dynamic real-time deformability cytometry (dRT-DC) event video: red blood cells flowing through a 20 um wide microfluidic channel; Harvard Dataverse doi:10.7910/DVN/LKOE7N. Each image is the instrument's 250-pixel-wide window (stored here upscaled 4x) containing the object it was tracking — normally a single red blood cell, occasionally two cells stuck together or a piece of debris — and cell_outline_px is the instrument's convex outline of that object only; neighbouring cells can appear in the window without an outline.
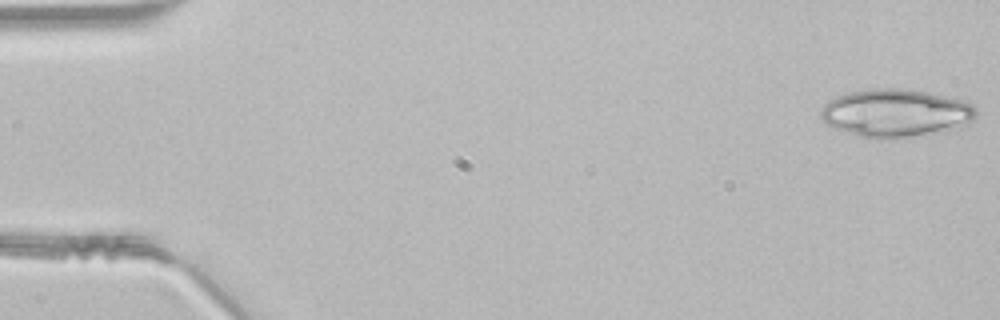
{"species": "common noctule bat (a hibernating species)", "species_latin": "Nyctalus noctula", "temperature_condition": "room temperature", "stored_images_in_passage": 47, "camera_frame_rate_fps": 3000, "um_per_image_px": 0.085, "animal": {"sex": "male", "body_mass_g": 21.5, "forearm_length_mm": 52.0}, "frame": {"image": 1, "passage_image": 1, "time_ms": 0.0, "image_size_px": [1000, 320], "cell_outline_px": [[976, 116], [968, 124], [904, 140], [880, 140], [860, 136], [824, 124], [820, 120], [820, 108], [828, 100], [836, 96], [848, 92], [868, 88], [900, 88], [928, 92], [964, 100], [972, 104], [976, 108]], "centroid_in_image_um": [76.09, 9.62], "position_along_channel_um": 8.9, "area_um2": 44.22}}
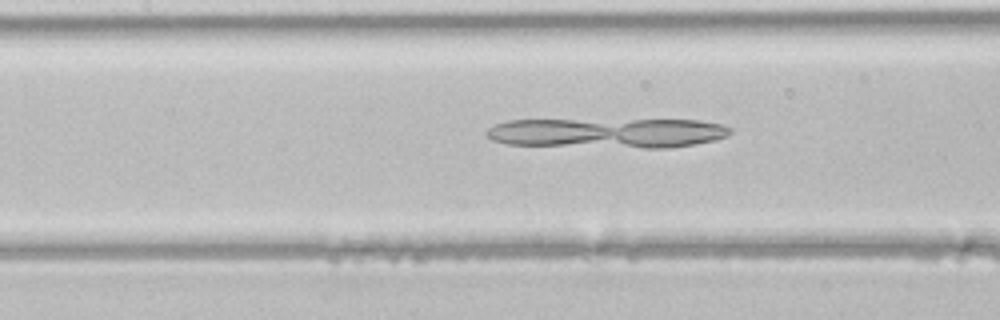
{"frame": {"image": 2, "passage_image": 21, "time_ms": 6.667, "image_size_px": [1000, 320], "cell_outline_px": [[732, 132], [728, 136], [712, 140], [692, 144], [668, 148], [644, 148], [508, 144], [492, 140], [484, 132], [488, 128], [496, 124], [508, 120], [700, 120], [724, 124], [732, 128]], "centroid_in_image_um": [51.67, 11.29], "position_along_channel_um": 155.7, "area_um2": 42.54}}
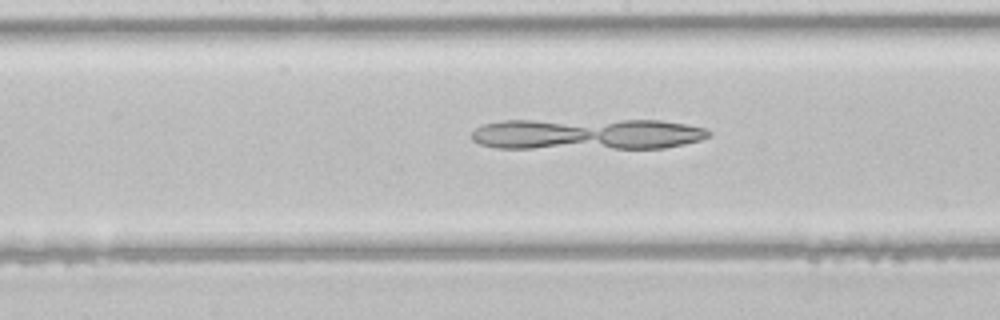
{"frame": {"image": 3, "passage_image": 24, "time_ms": 7.667, "image_size_px": [1000, 320], "cell_outline_px": [[712, 132], [708, 136], [700, 140], [684, 144], [664, 148], [496, 148], [480, 144], [472, 140], [472, 132], [480, 124], [504, 120], [660, 120], [684, 124], [704, 128]], "centroid_in_image_um": [49.85, 11.39], "position_along_channel_um": 198.3, "area_um2": 43.41}}